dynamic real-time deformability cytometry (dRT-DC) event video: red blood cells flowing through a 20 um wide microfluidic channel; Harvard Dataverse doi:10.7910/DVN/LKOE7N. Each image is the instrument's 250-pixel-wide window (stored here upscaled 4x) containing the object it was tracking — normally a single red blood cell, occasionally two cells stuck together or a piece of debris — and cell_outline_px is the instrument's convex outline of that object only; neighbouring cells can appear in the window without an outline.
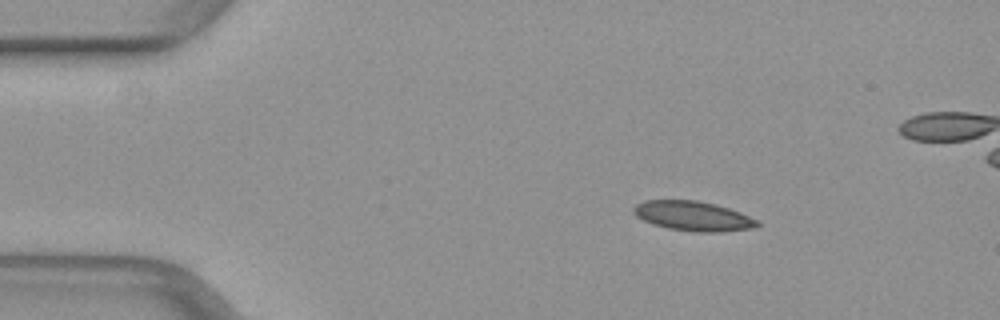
{"species": "common noctule bat (a hibernating species)", "species_latin": "Nyctalus noctula", "temperature_condition": "warm", "stored_images_in_passage": 16, "camera_frame_rate_fps": 3000, "um_per_image_px": 0.085, "animal": {"sex": "female", "body_mass_g": 29.2, "forearm_length_mm": 56.3}, "frame": {"image": 1, "passage_image": 1, "time_ms": 0.0, "image_size_px": [1000, 320], "cell_outline_px": [[760, 224], [756, 228], [724, 232], [692, 232], [668, 228], [652, 224], [636, 216], [632, 212], [632, 208], [636, 204], [644, 200], [696, 200], [716, 204], [740, 212], [756, 220]], "centroid_in_image_um": [58.9, 18.37], "position_along_channel_um": 26.1, "area_um2": 21.56}}